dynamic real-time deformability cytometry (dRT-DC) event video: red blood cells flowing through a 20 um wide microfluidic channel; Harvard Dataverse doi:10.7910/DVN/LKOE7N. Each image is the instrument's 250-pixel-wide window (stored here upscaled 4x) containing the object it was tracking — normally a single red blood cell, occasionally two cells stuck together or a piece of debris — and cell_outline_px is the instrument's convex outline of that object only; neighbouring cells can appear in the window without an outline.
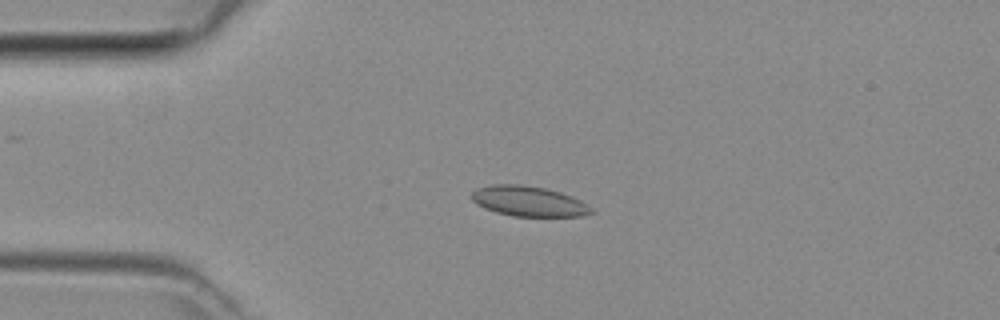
{"species": "common noctule bat (a hibernating species)", "species_latin": "Nyctalus noctula", "temperature_condition": "room temperature", "stored_images_in_passage": 45, "camera_frame_rate_fps": 3000, "um_per_image_px": 0.085, "animal": {"sex": "female", "body_mass_g": 29.2, "forearm_length_mm": 56.3}, "frame": {"image": 1, "passage_image": 10, "time_ms": 3.0, "image_size_px": [1000, 320], "cell_outline_px": [[596, 212], [580, 216], [512, 216], [496, 212], [484, 208], [476, 204], [472, 200], [472, 192], [476, 188], [492, 184], [520, 184], [544, 188], [560, 192], [572, 196], [588, 204]], "centroid_in_image_um": [44.94, 17.1], "position_along_channel_um": 40.1, "area_um2": 21.15}}
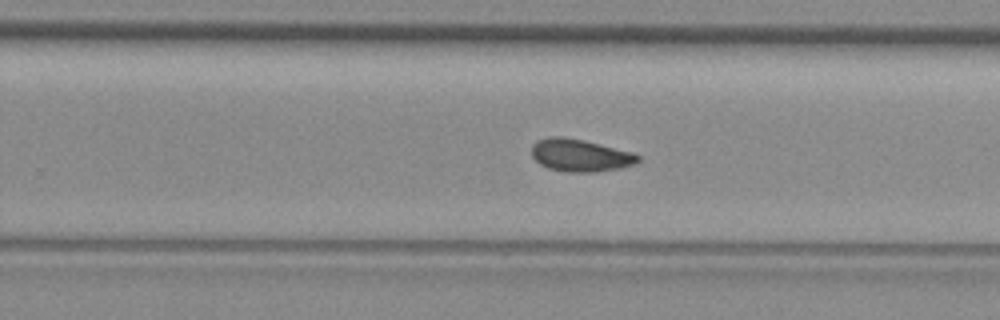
{"frame": {"image": 2, "passage_image": 28, "time_ms": 9.0, "image_size_px": [1000, 320], "cell_outline_px": [[640, 160], [636, 164], [620, 168], [596, 172], [564, 172], [548, 168], [540, 164], [532, 156], [532, 144], [536, 140], [548, 136], [564, 136], [584, 140], [632, 152], [640, 156]], "centroid_in_image_um": [49.3, 13.2], "position_along_channel_um": 280.5, "area_um2": 20.35}}
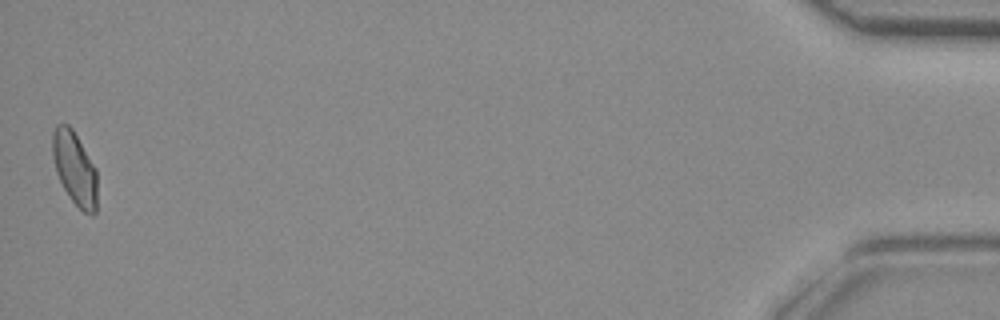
{"frame": {"image": 3, "passage_image": 45, "time_ms": 14.667, "image_size_px": [1000, 320], "cell_outline_px": [[96, 212], [92, 216], [84, 212], [72, 200], [64, 188], [56, 172], [52, 156], [52, 132], [56, 124], [68, 124], [72, 128], [96, 168]], "centroid_in_image_um": [6.33, 14.29], "position_along_channel_um": 428.9, "area_um2": 19.02}}